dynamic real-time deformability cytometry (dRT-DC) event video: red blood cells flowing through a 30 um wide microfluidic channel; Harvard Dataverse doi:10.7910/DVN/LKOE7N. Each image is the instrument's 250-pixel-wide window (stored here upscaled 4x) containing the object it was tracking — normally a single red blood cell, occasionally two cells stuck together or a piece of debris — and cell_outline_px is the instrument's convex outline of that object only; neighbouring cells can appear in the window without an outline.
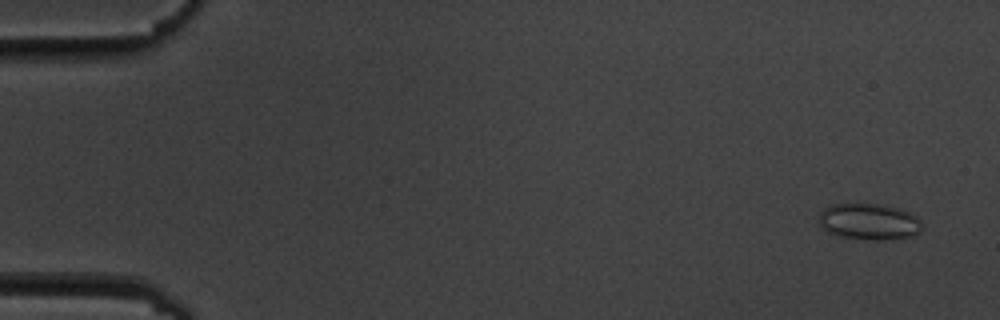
{"species": "common noctule bat (a hibernating species)", "species_latin": "Nyctalus noctula", "temperature_condition": "cold", "stored_images_in_passage": 5, "camera_frame_rate_fps": 3000, "um_per_image_px": 0.085, "animal": {"sex": "male", "body_mass_g": 19.5, "forearm_length_mm": 54.6}, "frame": {"image": 1, "passage_image": 1, "time_ms": 0.0, "image_size_px": [1000, 320], "cell_outline_px": [[924, 228], [920, 232], [912, 236], [884, 240], [876, 240], [840, 236], [828, 232], [816, 224], [820, 212], [824, 208], [832, 204], [856, 200], [900, 208], [916, 216], [924, 224]], "centroid_in_image_um": [73.84, 18.79], "position_along_channel_um": 11.2, "area_um2": 22.77}}
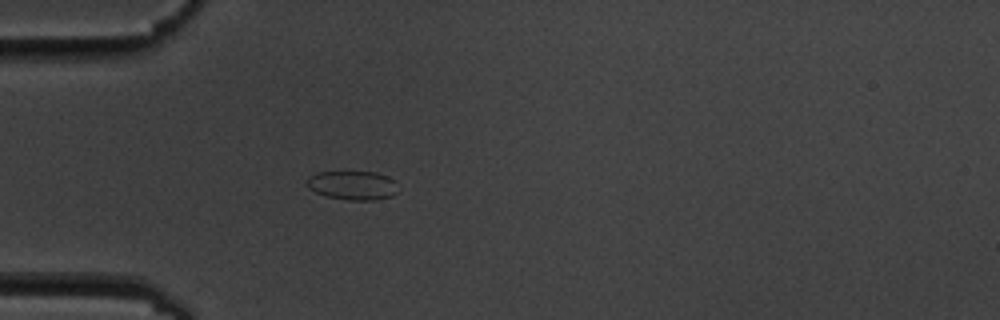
{"frame": {"image": 2, "passage_image": 5, "time_ms": 4.667, "image_size_px": [1000, 320], "cell_outline_px": [[396, 192], [392, 196], [376, 200], [348, 200], [324, 196], [308, 188], [308, 176], [316, 172], [376, 172], [388, 176], [396, 180]], "centroid_in_image_um": [29.98, 15.75], "position_along_channel_um": 55.0, "area_um2": 15.49}}